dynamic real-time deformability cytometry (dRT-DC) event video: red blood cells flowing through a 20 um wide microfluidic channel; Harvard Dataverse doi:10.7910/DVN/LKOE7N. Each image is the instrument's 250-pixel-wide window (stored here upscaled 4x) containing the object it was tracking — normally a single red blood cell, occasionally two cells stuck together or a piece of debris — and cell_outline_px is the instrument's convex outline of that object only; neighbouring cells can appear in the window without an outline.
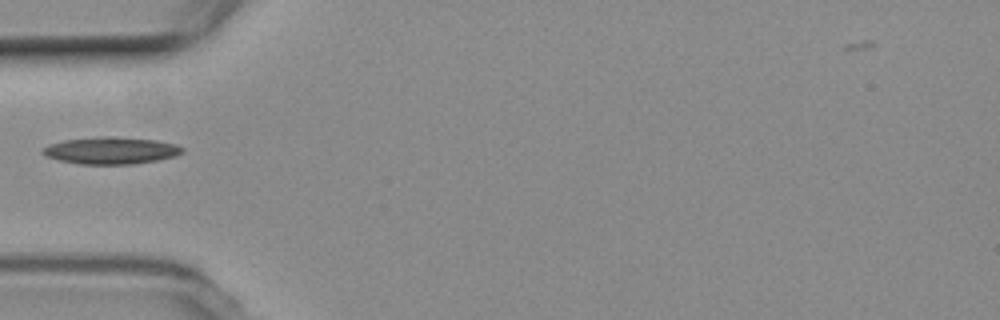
{"species": "common noctule bat (a hibernating species)", "species_latin": "Nyctalus noctula", "temperature_condition": "room temperature", "stored_images_in_passage": 1, "camera_frame_rate_fps": 3000, "um_per_image_px": 0.085, "animal": {"sex": "female", "body_mass_g": 19.3, "forearm_length_mm": 54.1}, "frame": {"image": 1, "passage_image": 1, "time_ms": 0.0, "image_size_px": [1000, 320], "cell_outline_px": [[184, 152], [176, 156], [156, 160], [132, 164], [80, 164], [60, 160], [48, 156], [40, 152], [44, 148], [52, 144], [64, 140], [104, 136], [156, 140], [176, 144], [184, 148]], "centroid_in_image_um": [9.48, 12.8], "position_along_channel_um": 75.5, "area_um2": 21.68}}